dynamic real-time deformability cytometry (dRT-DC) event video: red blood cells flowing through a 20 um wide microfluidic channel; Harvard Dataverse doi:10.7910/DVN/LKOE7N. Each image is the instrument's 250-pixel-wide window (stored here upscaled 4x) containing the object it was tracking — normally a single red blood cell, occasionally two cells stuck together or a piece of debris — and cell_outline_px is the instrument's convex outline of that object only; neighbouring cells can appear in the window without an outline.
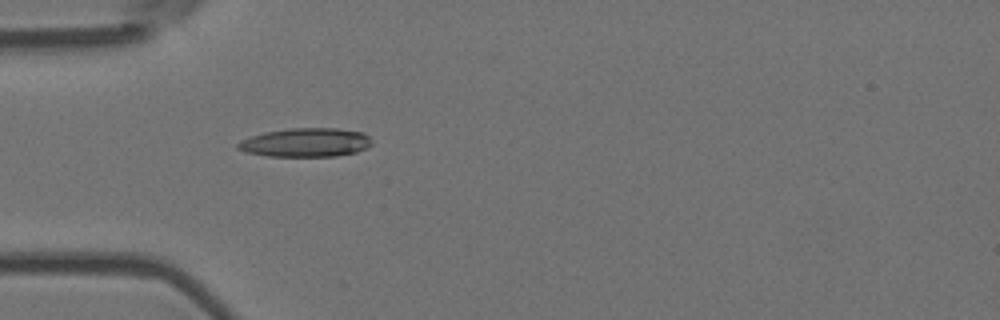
{"species": "Egyptian fruit bat (a non-hibernating species)", "species_latin": "Rousettus aegyptiacus", "temperature_condition": "room temperature", "stored_images_in_passage": 5, "camera_frame_rate_fps": 3000, "um_per_image_px": 0.085, "animal": {"sex": "female"}, "frame": {"image": 1, "passage_image": 5, "time_ms": 1.333, "image_size_px": [1000, 320], "cell_outline_px": [[372, 144], [356, 152], [336, 156], [268, 156], [244, 152], [236, 148], [236, 144], [240, 140], [264, 132], [288, 128], [336, 128], [364, 132], [372, 140]], "centroid_in_image_um": [25.96, 12.11], "position_along_channel_um": 59.0, "area_um2": 22.6}}